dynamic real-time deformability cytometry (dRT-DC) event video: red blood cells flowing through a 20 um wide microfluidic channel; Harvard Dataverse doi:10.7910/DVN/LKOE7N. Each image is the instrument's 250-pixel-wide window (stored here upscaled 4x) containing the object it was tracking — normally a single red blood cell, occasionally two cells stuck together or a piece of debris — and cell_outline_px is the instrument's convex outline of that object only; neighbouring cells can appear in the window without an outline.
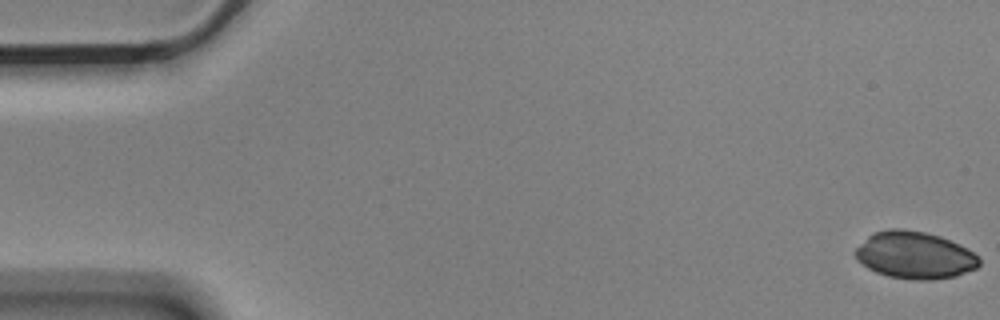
{"species": "Egyptian fruit bat (a non-hibernating species)", "species_latin": "Rousettus aegyptiacus", "temperature_condition": "cold", "stored_images_in_passage": 11, "camera_frame_rate_fps": 3000, "um_per_image_px": 0.085, "animal": {"sex": "male"}, "frame": {"image": 1, "passage_image": 1, "time_ms": 0.0, "image_size_px": [1000, 320], "cell_outline_px": [[980, 264], [976, 268], [956, 276], [932, 280], [912, 280], [888, 276], [876, 272], [868, 268], [856, 260], [852, 252], [868, 236], [876, 232], [888, 228], [904, 228], [924, 232], [940, 236], [960, 244], [972, 252], [980, 260]], "centroid_in_image_um": [77.72, 21.69], "position_along_channel_um": 7.3, "area_um2": 34.22}}
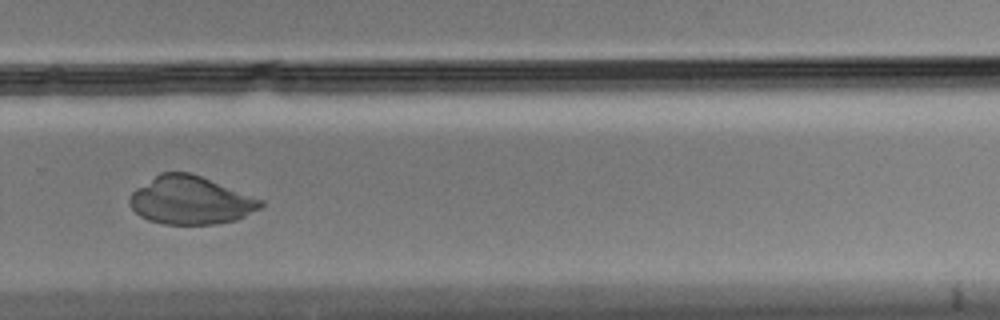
{"frame": {"image": 2, "passage_image": 11, "time_ms": 3.333, "image_size_px": [1000, 320], "cell_outline_px": [[264, 204], [260, 208], [236, 220], [216, 224], [164, 224], [148, 220], [140, 216], [128, 204], [128, 196], [136, 188], [160, 172], [188, 172], [200, 176], [264, 200]], "centroid_in_image_um": [16.17, 17.03], "position_along_channel_um": 313.6, "area_um2": 36.65}}